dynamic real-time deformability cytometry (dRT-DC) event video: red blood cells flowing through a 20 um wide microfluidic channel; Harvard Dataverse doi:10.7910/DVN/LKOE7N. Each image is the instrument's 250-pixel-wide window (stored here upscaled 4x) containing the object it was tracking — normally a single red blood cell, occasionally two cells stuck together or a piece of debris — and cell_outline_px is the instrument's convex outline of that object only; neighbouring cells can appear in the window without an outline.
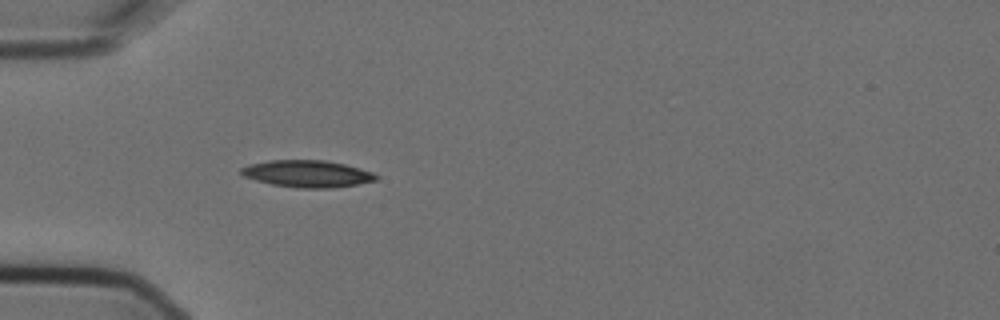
{"species": "Egyptian fruit bat (a non-hibernating species)", "species_latin": "Rousettus aegyptiacus", "temperature_condition": "cold", "stored_images_in_passage": 4, "camera_frame_rate_fps": 3000, "um_per_image_px": 0.085, "animal": {"sex": "female"}, "frame": {"image": 1, "passage_image": 4, "time_ms": 1.0, "image_size_px": [1000, 320], "cell_outline_px": [[380, 176], [376, 180], [356, 184], [332, 188], [296, 188], [272, 184], [256, 180], [244, 176], [240, 172], [240, 168], [248, 164], [268, 160], [324, 160], [344, 164], [360, 168], [372, 172]], "centroid_in_image_um": [26.11, 14.76], "position_along_channel_um": 58.9, "area_um2": 21.21}}